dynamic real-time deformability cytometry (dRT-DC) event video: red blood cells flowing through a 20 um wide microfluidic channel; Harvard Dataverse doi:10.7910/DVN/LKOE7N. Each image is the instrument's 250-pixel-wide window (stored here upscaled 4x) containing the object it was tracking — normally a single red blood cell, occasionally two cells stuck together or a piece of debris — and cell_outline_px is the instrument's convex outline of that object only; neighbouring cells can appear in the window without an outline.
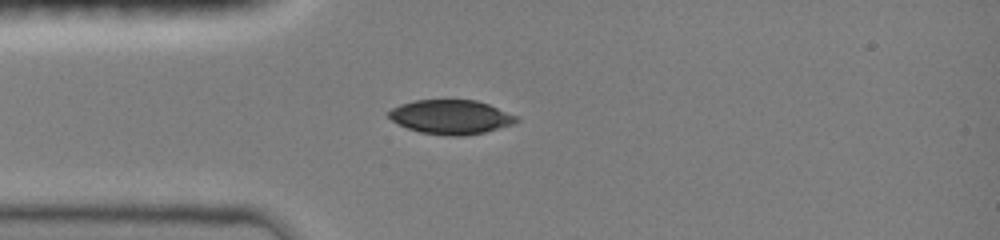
{"species": "common noctule bat (a hibernating species)", "species_latin": "Nyctalus noctula", "temperature_condition": "room temperature", "stored_images_in_passage": 31, "camera_frame_rate_fps": 3000, "um_per_image_px": 0.085, "animal": {"sex": "female", "body_mass_g": 19.0, "forearm_length_mm": 51.5}, "frame": {"image": 1, "passage_image": 1, "time_ms": 0.0, "image_size_px": [1000, 240], "cell_outline_px": [[520, 120], [512, 124], [484, 132], [464, 136], [448, 136], [420, 132], [408, 128], [392, 120], [388, 116], [388, 112], [392, 108], [400, 104], [416, 100], [476, 100], [488, 104], [520, 116]], "centroid_in_image_um": [38.36, 9.94], "position_along_channel_um": 46.6, "area_um2": 25.43}}
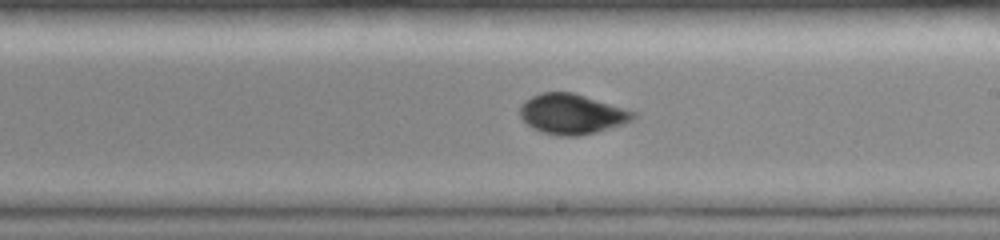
{"frame": {"image": 2, "passage_image": 16, "time_ms": 5.0, "image_size_px": [1000, 240], "cell_outline_px": [[640, 112], [632, 120], [624, 124], [580, 136], [560, 136], [540, 132], [532, 128], [520, 116], [520, 104], [524, 100], [540, 92], [572, 92]], "centroid_in_image_um": [48.63, 9.69], "position_along_channel_um": 240.4, "area_um2": 26.76}}
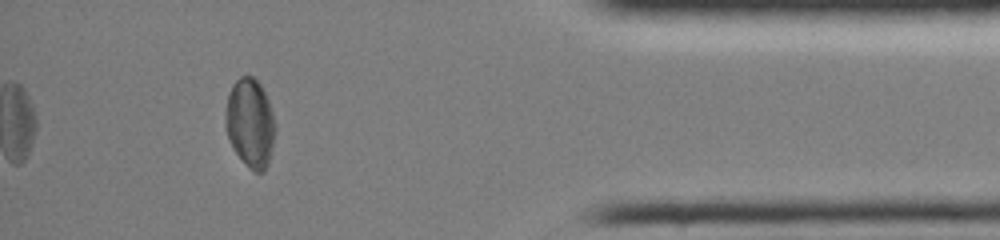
{"frame": {"image": 3, "passage_image": 31, "time_ms": 10.0, "image_size_px": [1000, 240], "cell_outline_px": [[276, 132], [268, 164], [264, 172], [252, 172], [232, 148], [228, 140], [224, 120], [224, 112], [228, 92], [232, 84], [240, 76], [252, 76], [260, 84], [268, 100], [276, 124]], "centroid_in_image_um": [21.24, 10.47], "position_along_channel_um": 414.0, "area_um2": 26.24}, "authors_computed_cell_mechanics": {"area_um2": 26.5302, "velocity_mm_per_s": 4.0386, "shape_relaxation_time_tau1_ms": 5.0821, "shape_relaxation_time_tau2_ms": 1.4435, "deformation_change_tau1": 0.157, "deformation_change_tau2": 0.0424}}